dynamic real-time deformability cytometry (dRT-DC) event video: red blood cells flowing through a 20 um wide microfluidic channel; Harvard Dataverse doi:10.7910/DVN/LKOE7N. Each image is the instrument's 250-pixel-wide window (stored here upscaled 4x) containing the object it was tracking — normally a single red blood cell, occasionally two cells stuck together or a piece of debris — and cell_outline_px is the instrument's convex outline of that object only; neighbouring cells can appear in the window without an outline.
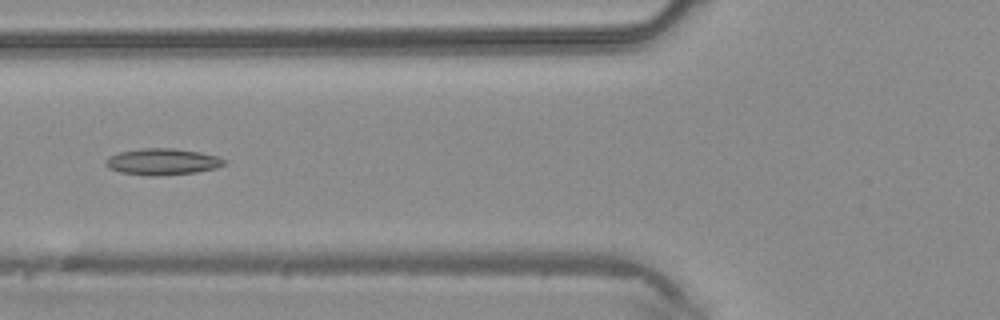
{"species": "common noctule bat (a hibernating species)", "species_latin": "Nyctalus noctula", "temperature_condition": "warm", "stored_images_in_passage": 42, "camera_frame_rate_fps": 3000, "um_per_image_px": 0.085, "animal": {"sex": "male", "body_mass_g": 20.4}, "frame": {"image": 1, "passage_image": 16, "time_ms": 5.0, "image_size_px": [1000, 320], "cell_outline_px": [[228, 164], [216, 168], [196, 172], [160, 176], [152, 176], [120, 172], [108, 168], [104, 164], [104, 160], [108, 156], [120, 152], [140, 148], [172, 148], [200, 152], [216, 156], [228, 160]], "centroid_in_image_um": [13.81, 13.74], "position_along_channel_um": 112.0, "area_um2": 18.5}}
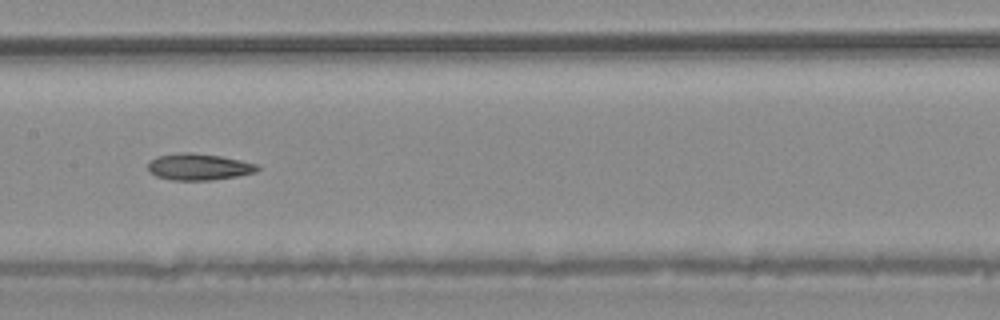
{"frame": {"image": 2, "passage_image": 21, "time_ms": 6.667, "image_size_px": [1000, 320], "cell_outline_px": [[260, 168], [256, 172], [236, 176], [212, 180], [172, 180], [156, 176], [148, 172], [148, 160], [156, 156], [184, 152], [188, 152], [220, 156], [240, 160], [256, 164]], "centroid_in_image_um": [16.84, 14.18], "position_along_channel_um": 190.6, "area_um2": 16.94}}
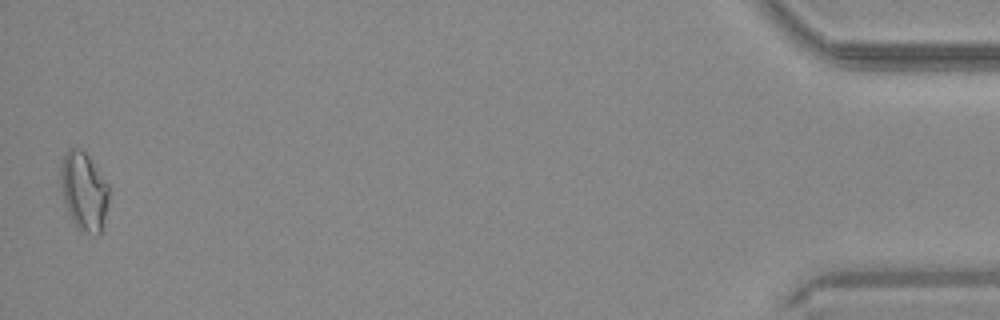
{"frame": {"image": 3, "passage_image": 42, "time_ms": 13.667, "image_size_px": [1000, 320], "cell_outline_px": [[108, 200], [100, 232], [96, 236], [80, 232], [76, 228], [68, 212], [64, 200], [60, 176], [60, 168], [64, 156], [68, 148], [80, 148], [88, 156], [108, 184]], "centroid_in_image_um": [7.11, 16.27], "position_along_channel_um": 428.1, "area_um2": 21.79}}